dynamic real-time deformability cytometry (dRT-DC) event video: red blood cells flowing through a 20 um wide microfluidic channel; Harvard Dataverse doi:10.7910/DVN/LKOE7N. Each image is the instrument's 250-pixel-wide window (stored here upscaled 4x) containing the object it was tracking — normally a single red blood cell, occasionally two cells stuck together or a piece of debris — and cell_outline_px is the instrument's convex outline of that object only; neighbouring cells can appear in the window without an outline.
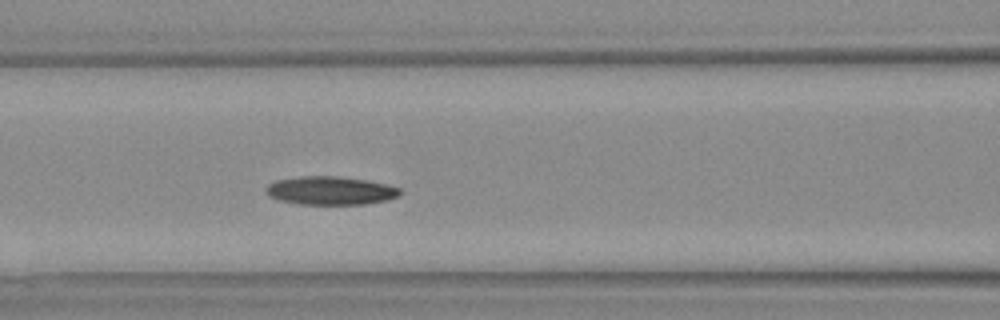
{"species": "Egyptian fruit bat (a non-hibernating species)", "species_latin": "Rousettus aegyptiacus", "temperature_condition": "warm", "stored_images_in_passage": 31, "camera_frame_rate_fps": 3000, "um_per_image_px": 0.085, "animal": {"sex": "female"}, "frame": {"image": 1, "passage_image": 10, "time_ms": 3.0, "image_size_px": [1000, 320], "cell_outline_px": [[404, 192], [400, 196], [388, 200], [364, 204], [300, 204], [280, 200], [268, 196], [264, 192], [264, 188], [268, 184], [276, 180], [300, 176], [336, 176], [364, 180], [384, 184], [400, 188]], "centroid_in_image_um": [28.07, 16.2], "position_along_channel_um": 138.5, "area_um2": 22.25}}